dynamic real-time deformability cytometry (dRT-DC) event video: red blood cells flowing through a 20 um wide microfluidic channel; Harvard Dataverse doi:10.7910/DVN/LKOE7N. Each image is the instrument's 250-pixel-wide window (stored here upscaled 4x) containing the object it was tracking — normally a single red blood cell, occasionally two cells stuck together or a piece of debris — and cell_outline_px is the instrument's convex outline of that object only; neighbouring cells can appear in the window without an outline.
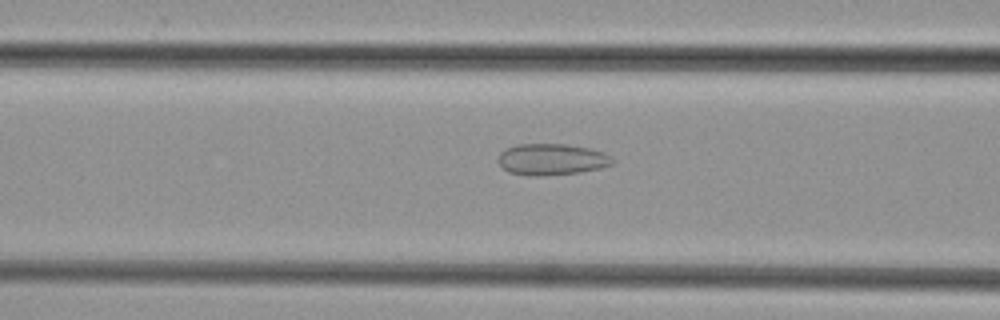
{"species": "common noctule bat (a hibernating species)", "species_latin": "Nyctalus noctula", "temperature_condition": "cold", "stored_images_in_passage": 35, "camera_frame_rate_fps": 3000, "um_per_image_px": 0.085, "animal": {"sex": "female", "body_mass_g": 29.2, "forearm_length_mm": 56.3}, "frame": {"image": 1, "passage_image": 12, "time_ms": 3.667, "image_size_px": [1000, 320], "cell_outline_px": [[616, 160], [612, 164], [600, 168], [580, 172], [540, 176], [532, 176], [508, 172], [496, 160], [500, 152], [516, 144], [564, 144], [592, 148], [604, 152], [612, 156]], "centroid_in_image_um": [46.92, 13.54], "position_along_channel_um": 119.7, "area_um2": 21.1}}
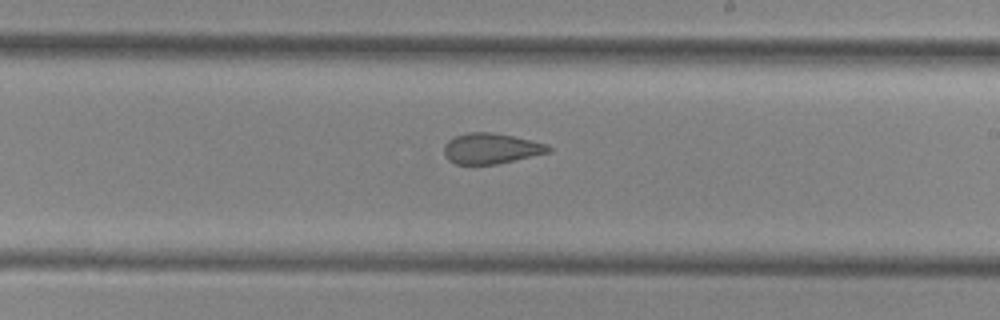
{"frame": {"image": 2, "passage_image": 21, "time_ms": 6.667, "image_size_px": [1000, 320], "cell_outline_px": [[552, 152], [496, 164], [456, 164], [448, 160], [444, 156], [444, 144], [448, 140], [456, 136], [468, 132], [492, 132], [512, 136], [548, 144], [552, 148]], "centroid_in_image_um": [41.74, 12.62], "position_along_channel_um": 247.3, "area_um2": 18.67}}
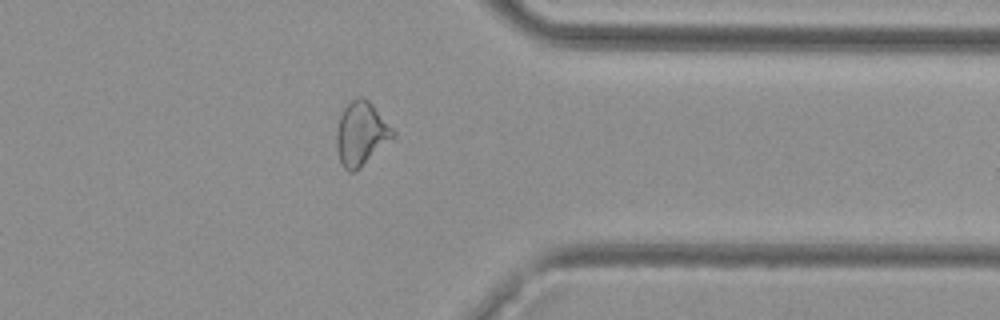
{"frame": {"image": 3, "passage_image": 31, "time_ms": 10.0, "image_size_px": [1000, 320], "cell_outline_px": [[396, 136], [356, 172], [348, 172], [344, 168], [340, 160], [336, 148], [336, 132], [340, 116], [344, 108], [356, 96], [360, 96], [368, 100], [372, 104], [396, 132]], "centroid_in_image_um": [30.7, 11.38], "position_along_channel_um": 380.7, "area_um2": 21.04}}